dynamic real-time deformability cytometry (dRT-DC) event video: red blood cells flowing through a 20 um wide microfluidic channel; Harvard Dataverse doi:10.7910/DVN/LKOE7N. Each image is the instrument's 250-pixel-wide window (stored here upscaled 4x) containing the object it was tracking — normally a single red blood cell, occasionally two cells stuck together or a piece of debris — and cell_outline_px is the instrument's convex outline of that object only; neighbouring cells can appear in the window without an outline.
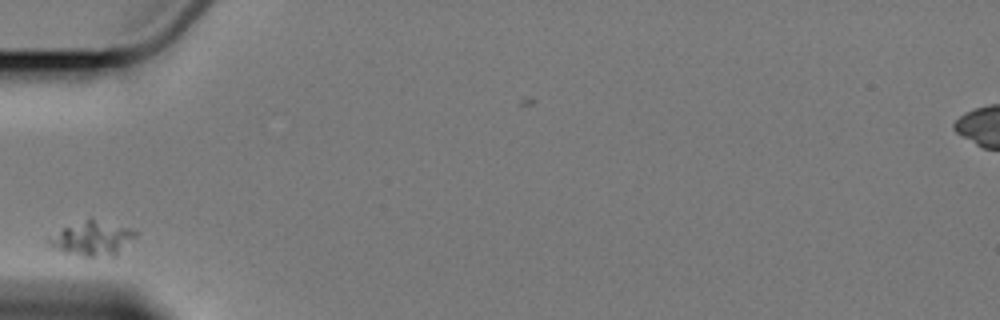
{"species": "Egyptian fruit bat (a non-hibernating species)", "species_latin": "Rousettus aegyptiacus", "temperature_condition": "cold", "stored_images_in_passage": 4, "camera_frame_rate_fps": 3000, "um_per_image_px": 0.085, "animal": {"sex": "female"}, "frame": {"image": 1, "passage_image": 1, "time_ms": 0.0, "image_size_px": [1000, 320], "cell_outline_px": [[140, 232], [136, 236], [112, 256], [84, 256], [64, 252], [48, 244], [44, 240], [48, 236], [88, 216], [92, 216]], "centroid_in_image_um": [7.8, 20.21], "position_along_channel_um": 77.2, "area_um2": 17.46}}
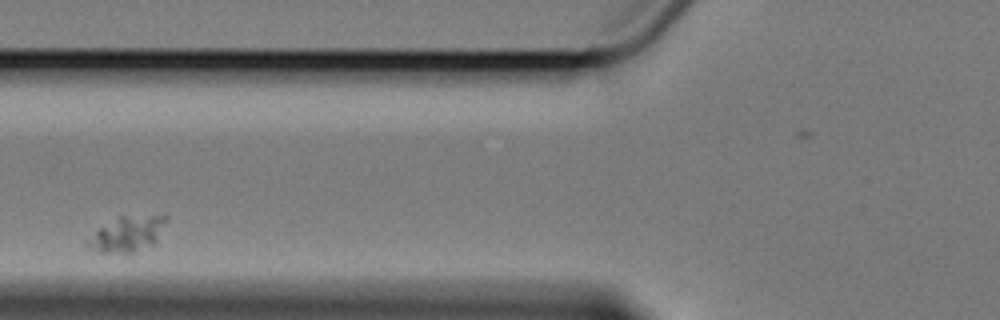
{"frame": {"image": 2, "passage_image": 2, "time_ms": 1.333, "image_size_px": [1000, 320], "cell_outline_px": [[168, 216], [156, 244], [128, 256], [104, 252], [92, 248], [88, 244], [96, 232], [100, 228], [120, 216]], "centroid_in_image_um": [10.92, 19.94], "position_along_channel_um": 114.9, "area_um2": 15.95}}
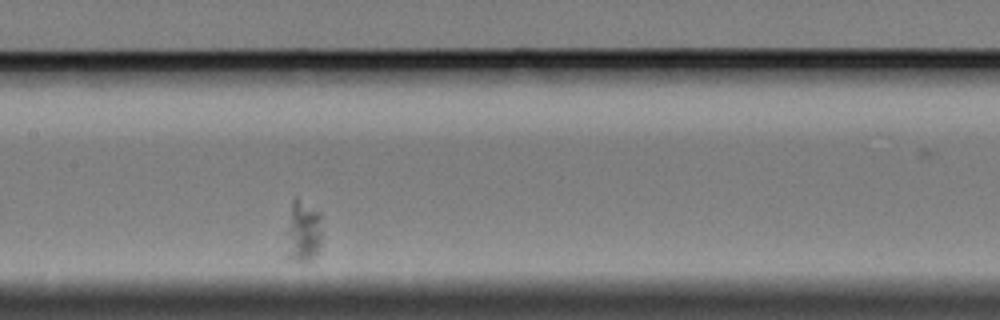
{"frame": {"image": 3, "passage_image": 4, "time_ms": 3.667, "image_size_px": [1000, 320], "cell_outline_px": [[320, 244], [316, 252], [308, 260], [284, 260], [284, 256], [292, 200], [296, 196], [320, 212]], "centroid_in_image_um": [25.71, 19.68], "position_along_channel_um": 181.7, "area_um2": 12.77}}